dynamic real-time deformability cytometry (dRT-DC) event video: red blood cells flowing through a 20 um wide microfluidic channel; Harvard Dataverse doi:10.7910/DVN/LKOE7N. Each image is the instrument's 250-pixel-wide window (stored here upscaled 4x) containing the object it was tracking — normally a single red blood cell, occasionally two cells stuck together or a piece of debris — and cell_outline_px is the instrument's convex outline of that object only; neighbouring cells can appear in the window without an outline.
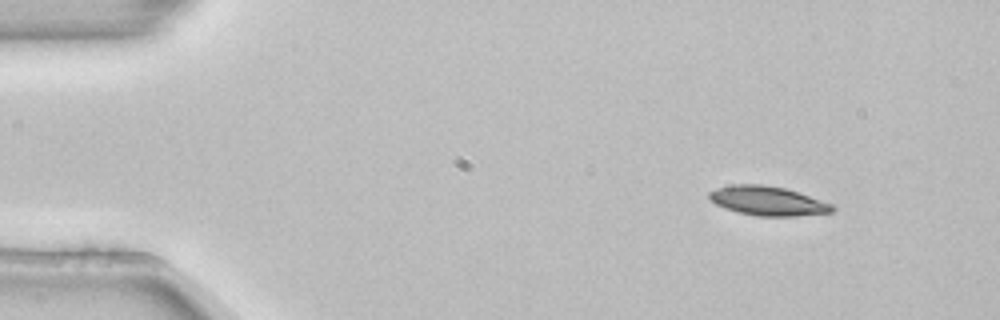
{"species": "common noctule bat (a hibernating species)", "species_latin": "Nyctalus noctula", "temperature_condition": "room temperature", "stored_images_in_passage": 3, "camera_frame_rate_fps": 3000, "um_per_image_px": 0.085, "animal": {"sex": "female", "body_mass_g": 22.7, "forearm_length_mm": 54.2}, "frame": {"image": 1, "passage_image": 1, "time_ms": 0.0, "image_size_px": [1000, 320], "cell_outline_px": [[836, 208], [832, 212], [796, 216], [756, 216], [724, 208], [716, 204], [708, 196], [708, 192], [716, 188], [732, 184], [764, 184], [784, 188], [832, 204]], "centroid_in_image_um": [65.23, 17.07], "position_along_channel_um": 19.8, "area_um2": 20.81}}
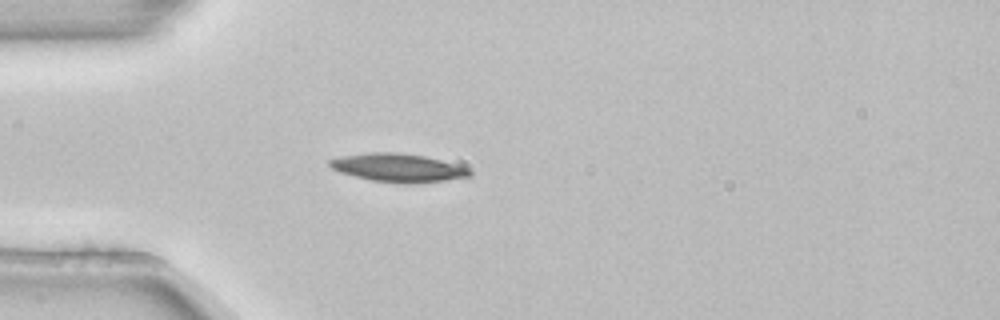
{"frame": {"image": 2, "passage_image": 3, "time_ms": 0.667, "image_size_px": [1000, 320], "cell_outline_px": [[472, 176], [444, 180], [408, 184], [404, 184], [372, 180], [340, 172], [332, 168], [328, 164], [328, 160], [340, 156], [368, 152], [396, 152], [424, 156], [440, 160], [468, 168], [472, 172]], "centroid_in_image_um": [33.81, 14.25], "position_along_channel_um": 51.2, "area_um2": 22.95}}